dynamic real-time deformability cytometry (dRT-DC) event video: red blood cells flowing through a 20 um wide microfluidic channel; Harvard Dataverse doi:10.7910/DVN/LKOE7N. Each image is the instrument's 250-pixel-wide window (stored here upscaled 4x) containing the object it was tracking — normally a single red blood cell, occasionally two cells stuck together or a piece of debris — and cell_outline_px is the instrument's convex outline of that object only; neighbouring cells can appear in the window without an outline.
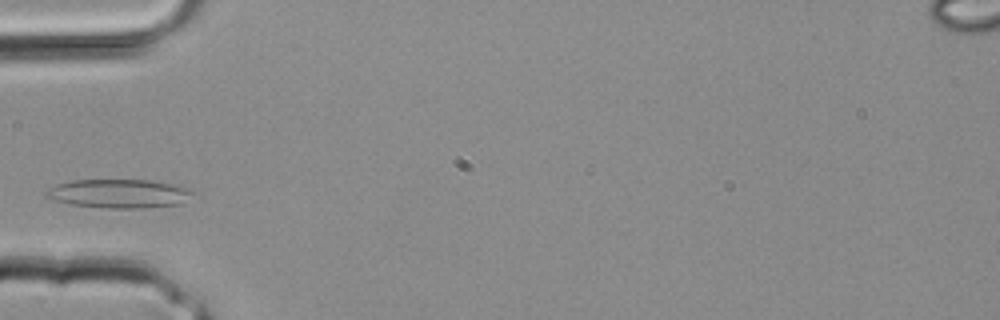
{"species": "common noctule bat (a hibernating species)", "species_latin": "Nyctalus noctula", "temperature_condition": "room temperature", "stored_images_in_passage": 2, "camera_frame_rate_fps": 3000, "um_per_image_px": 0.085, "animal": {"sex": "male", "body_mass_g": 20.4}, "frame": {"image": 1, "passage_image": 2, "time_ms": 0.333, "image_size_px": [1000, 320], "cell_outline_px": [[192, 192], [180, 204], [144, 208], [104, 208], [72, 204], [52, 200], [44, 196], [44, 192], [48, 188], [56, 184], [72, 180], [152, 180], [180, 184], [188, 188]], "centroid_in_image_um": [10.07, 16.44], "position_along_channel_um": 74.9, "area_um2": 24.74}}